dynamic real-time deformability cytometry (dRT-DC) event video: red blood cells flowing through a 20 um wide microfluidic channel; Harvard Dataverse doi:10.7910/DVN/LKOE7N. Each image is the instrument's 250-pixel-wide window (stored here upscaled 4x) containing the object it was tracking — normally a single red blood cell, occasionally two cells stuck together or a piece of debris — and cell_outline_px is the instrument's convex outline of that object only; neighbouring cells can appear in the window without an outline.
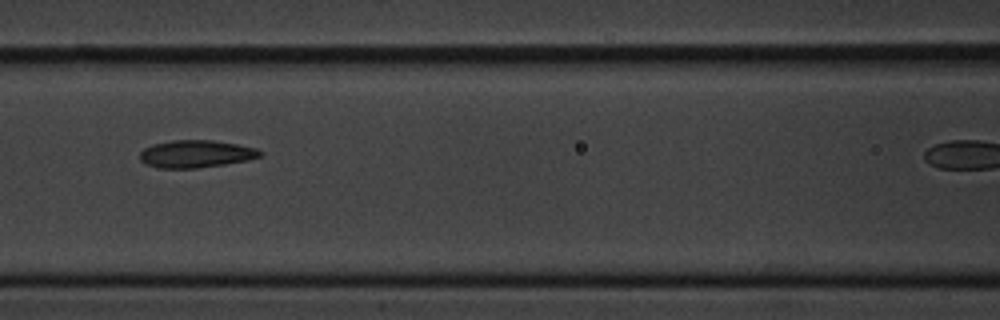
{"species": "common noctule bat (a hibernating species)", "species_latin": "Nyctalus noctula", "temperature_condition": "cold", "stored_images_in_passage": 7, "camera_frame_rate_fps": 3000, "um_per_image_px": 0.085, "animal": {"sex": "male", "body_mass_g": 20.1, "forearm_length_mm": 53.5}, "frame": {"image": 1, "passage_image": 5, "time_ms": 5.667, "image_size_px": [1000, 320], "cell_outline_px": [[264, 152], [260, 156], [248, 160], [224, 164], [196, 168], [156, 168], [144, 164], [140, 160], [140, 152], [144, 148], [152, 144], [172, 140], [212, 140], [236, 144], [256, 148]], "centroid_in_image_um": [16.62, 13.08], "position_along_channel_um": 150.0, "area_um2": 19.31}}
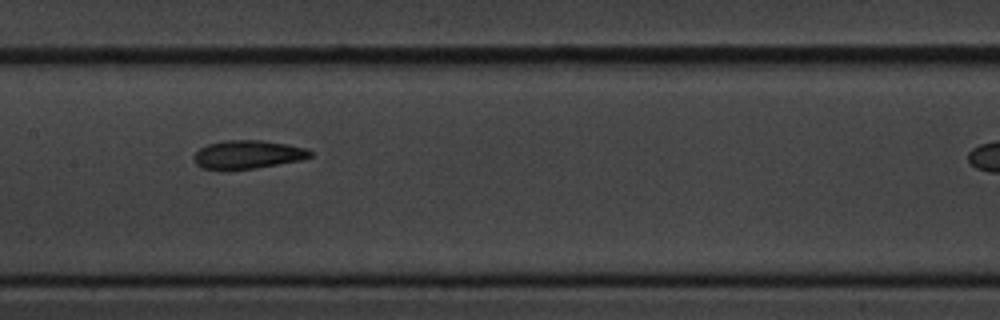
{"frame": {"image": 2, "passage_image": 6, "time_ms": 6.667, "image_size_px": [1000, 320], "cell_outline_px": [[312, 156], [300, 160], [252, 168], [200, 168], [192, 160], [192, 156], [200, 148], [208, 144], [224, 140], [260, 140], [308, 148], [312, 152]], "centroid_in_image_um": [21.03, 13.11], "position_along_channel_um": 186.4, "area_um2": 18.84}}